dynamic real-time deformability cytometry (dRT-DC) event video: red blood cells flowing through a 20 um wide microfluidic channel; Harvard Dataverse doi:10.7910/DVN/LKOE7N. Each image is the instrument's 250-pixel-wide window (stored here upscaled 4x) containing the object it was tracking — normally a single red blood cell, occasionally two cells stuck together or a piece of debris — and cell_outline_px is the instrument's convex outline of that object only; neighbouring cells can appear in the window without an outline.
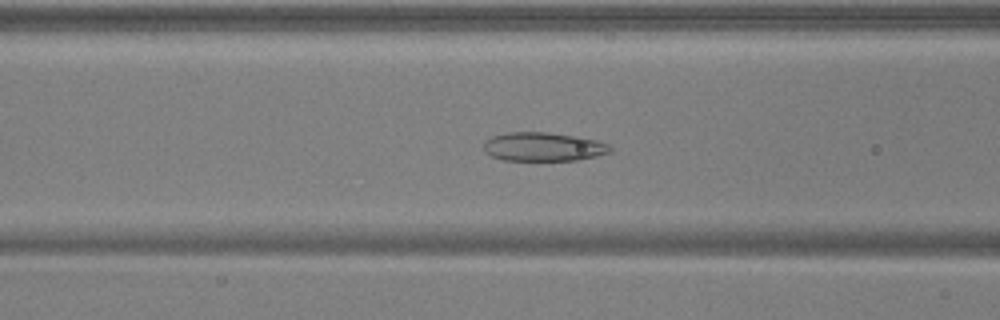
{"species": "common noctule bat (a hibernating species)", "species_latin": "Nyctalus noctula", "temperature_condition": "warm", "stored_images_in_passage": 50, "camera_frame_rate_fps": 3000, "um_per_image_px": 0.085, "animal": {"sex": "male", "body_mass_g": 17.9, "forearm_length_mm": 54.2}, "frame": {"image": 1, "passage_image": 20, "time_ms": 6.333, "image_size_px": [1000, 320], "cell_outline_px": [[612, 152], [596, 156], [576, 160], [504, 160], [492, 156], [484, 152], [484, 140], [492, 136], [508, 132], [548, 132], [576, 136], [596, 140], [608, 144], [612, 148]], "centroid_in_image_um": [46.17, 12.47], "position_along_channel_um": 120.4, "area_um2": 21.27}}
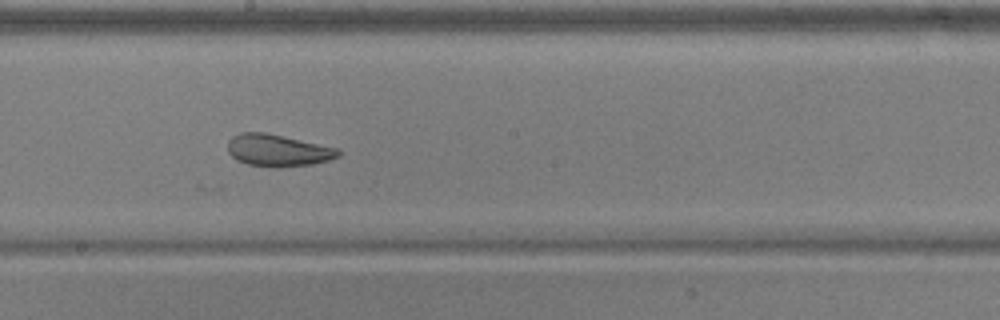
{"frame": {"image": 2, "passage_image": 28, "time_ms": 9.0, "image_size_px": [1000, 320], "cell_outline_px": [[340, 156], [328, 160], [312, 164], [280, 168], [272, 168], [248, 164], [236, 160], [228, 152], [228, 140], [232, 136], [240, 132], [264, 132], [340, 148]], "centroid_in_image_um": [23.62, 12.79], "position_along_channel_um": 224.6, "area_um2": 20.87}}
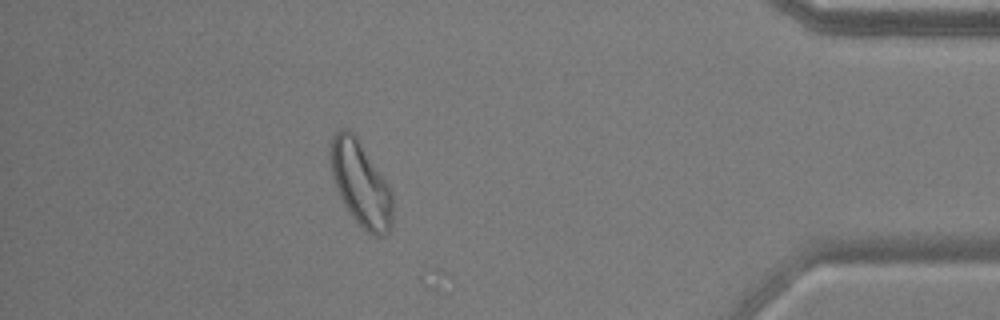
{"frame": {"image": 3, "passage_image": 45, "time_ms": 14.667, "image_size_px": [1000, 320], "cell_outline_px": [[392, 224], [388, 232], [384, 236], [372, 236], [348, 212], [336, 188], [332, 176], [328, 152], [332, 136], [336, 132], [344, 128], [348, 128], [356, 136], [392, 188]], "centroid_in_image_um": [30.65, 15.6], "position_along_channel_um": 404.5, "area_um2": 30.98}, "authors_computed_cell_mechanics": {"area_um2": 26.7036, "velocity_mm_per_s": 3.9062, "shape_relaxation_time_tau1_ms": 3.5621, "shape_relaxation_time_tau2_ms": 1.4225, "deformation_change_tau1": 0.1078, "deformation_change_tau2": 0.0712}}